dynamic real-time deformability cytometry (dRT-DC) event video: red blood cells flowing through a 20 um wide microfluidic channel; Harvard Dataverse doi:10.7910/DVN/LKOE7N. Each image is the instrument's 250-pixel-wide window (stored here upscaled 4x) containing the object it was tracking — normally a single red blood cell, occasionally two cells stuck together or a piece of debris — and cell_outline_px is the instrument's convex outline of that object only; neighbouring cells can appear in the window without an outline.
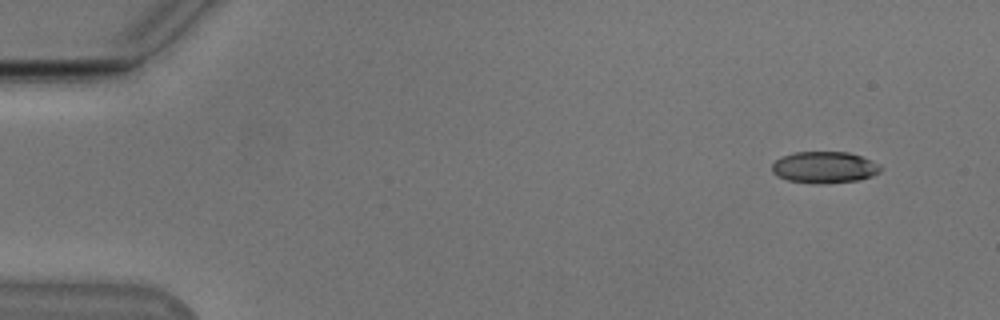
{"species": "Egyptian fruit bat (a non-hibernating species)", "species_latin": "Rousettus aegyptiacus", "temperature_condition": "cold", "stored_images_in_passage": 50, "camera_frame_rate_fps": 3000, "um_per_image_px": 0.085, "animal": {"sex": "male"}, "frame": {"image": 1, "passage_image": 1, "time_ms": 0.0, "image_size_px": [1000, 320], "cell_outline_px": [[880, 172], [872, 176], [856, 180], [788, 180], [776, 176], [772, 172], [772, 164], [780, 156], [796, 152], [848, 152], [860, 156], [876, 164], [880, 168]], "centroid_in_image_um": [70.01, 14.16], "position_along_channel_um": 15.0, "area_um2": 18.73}}
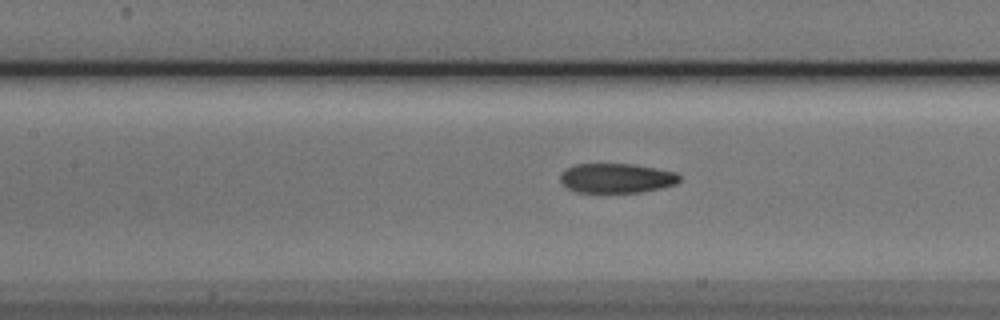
{"frame": {"image": 2, "passage_image": 21, "time_ms": 6.667, "image_size_px": [1000, 320], "cell_outline_px": [[680, 180], [676, 184], [660, 188], [640, 192], [576, 192], [568, 188], [560, 180], [560, 176], [568, 168], [576, 164], [632, 164], [656, 168], [676, 172], [680, 176]], "centroid_in_image_um": [52.43, 15.14], "position_along_channel_um": 155.0, "area_um2": 20.35}}
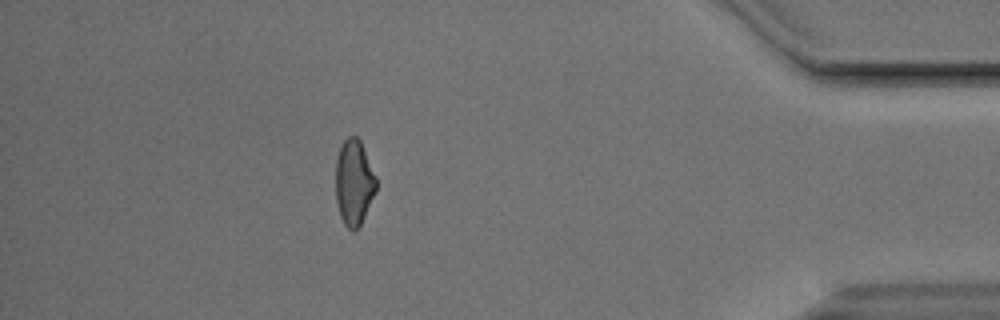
{"frame": {"image": 3, "passage_image": 44, "time_ms": 14.333, "image_size_px": [1000, 320], "cell_outline_px": [[376, 192], [356, 232], [352, 232], [344, 224], [340, 216], [336, 200], [336, 160], [340, 148], [344, 140], [348, 136], [356, 136], [360, 140], [376, 176]], "centroid_in_image_um": [30.08, 15.53], "position_along_channel_um": 405.1, "area_um2": 20.17}, "authors_computed_cell_mechanics": {"area_um2": 21.097, "velocity_mm_per_s": 3.8624, "shape_relaxation_time_tau1_ms": 4.7395, "shape_relaxation_time_tau2_ms": 2.7692, "deformation_change_tau1": 0.1449, "deformation_change_tau2": 0.099}}